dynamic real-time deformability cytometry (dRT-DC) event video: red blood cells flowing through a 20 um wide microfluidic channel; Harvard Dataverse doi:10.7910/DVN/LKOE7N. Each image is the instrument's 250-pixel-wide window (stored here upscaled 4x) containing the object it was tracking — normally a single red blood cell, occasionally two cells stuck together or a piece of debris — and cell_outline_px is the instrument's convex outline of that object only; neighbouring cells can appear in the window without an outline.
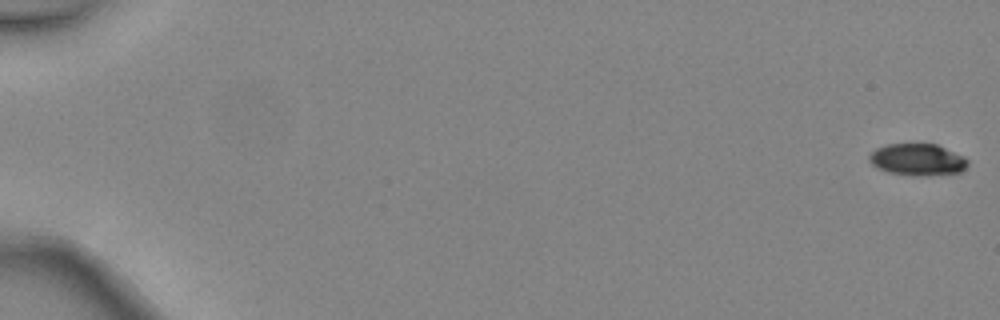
{"species": "common noctule bat (a hibernating species)", "species_latin": "Nyctalus noctula", "temperature_condition": "warm", "stored_images_in_passage": 4, "camera_frame_rate_fps": 3000, "um_per_image_px": 0.085, "animal": {"sex": "female", "body_mass_g": 24.6, "forearm_length_mm": 56.2}, "frame": {"image": 1, "passage_image": 1, "time_ms": 0.0, "image_size_px": [1000, 320], "cell_outline_px": [[968, 164], [960, 172], [928, 176], [916, 176], [888, 172], [872, 164], [868, 160], [868, 156], [876, 148], [888, 144], [936, 144], [964, 156], [968, 160]], "centroid_in_image_um": [77.99, 13.57], "position_along_channel_um": 7.0, "area_um2": 18.21}}